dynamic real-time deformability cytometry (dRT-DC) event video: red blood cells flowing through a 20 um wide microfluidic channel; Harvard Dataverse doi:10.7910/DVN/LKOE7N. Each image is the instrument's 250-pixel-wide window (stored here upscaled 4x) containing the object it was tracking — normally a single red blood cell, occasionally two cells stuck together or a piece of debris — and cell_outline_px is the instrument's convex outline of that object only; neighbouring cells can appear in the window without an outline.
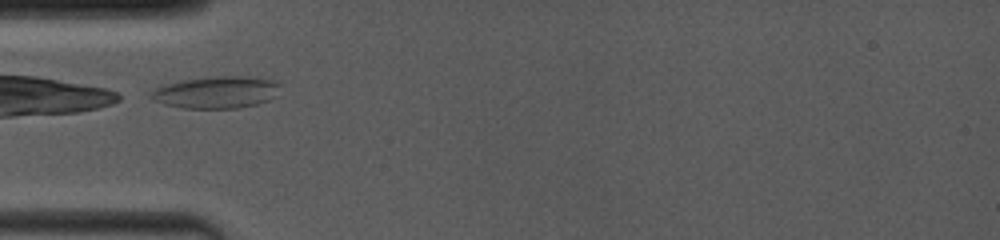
{"species": "common noctule bat (a hibernating species)", "species_latin": "Nyctalus noctula", "temperature_condition": "room temperature", "stored_images_in_passage": 22, "camera_frame_rate_fps": 4000, "um_per_image_px": 0.085, "animal": {"sex": "female", "body_mass_g": 19.0, "forearm_length_mm": 53.3}, "frame": {"image": 1, "passage_image": 1, "time_ms": 0.0, "image_size_px": [1000, 240], "cell_outline_px": [[280, 84], [272, 96], [268, 100], [256, 104], [240, 108], [184, 108], [164, 104], [152, 100], [148, 96], [148, 92], [156, 88], [168, 84], [184, 80], [216, 76], [240, 76], [272, 80]], "centroid_in_image_um": [18.31, 7.85], "position_along_channel_um": 66.7, "area_um2": 23.7}}
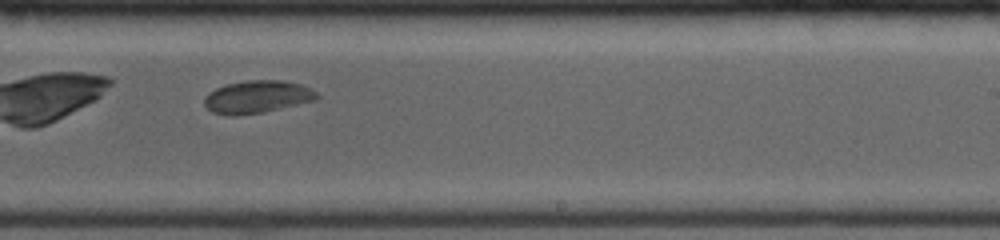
{"frame": {"image": 2, "passage_image": 17, "time_ms": 5.0, "image_size_px": [1000, 240], "cell_outline_px": [[320, 96], [316, 100], [264, 112], [236, 116], [228, 116], [212, 112], [204, 104], [204, 96], [208, 92], [216, 88], [228, 84], [248, 80], [284, 80], [300, 84], [316, 92]], "centroid_in_image_um": [21.84, 8.24], "position_along_channel_um": 267.2, "area_um2": 21.44}}
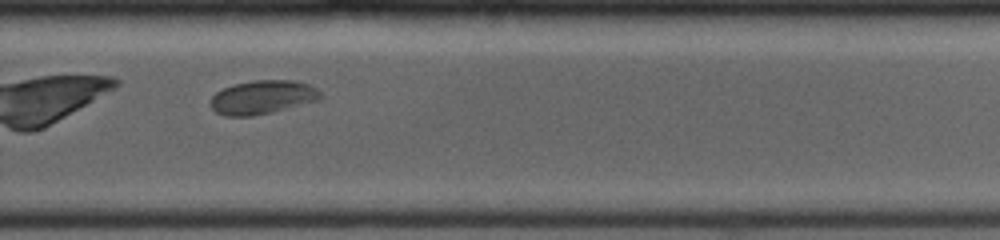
{"frame": {"image": 3, "passage_image": 19, "time_ms": 6.0, "image_size_px": [1000, 240], "cell_outline_px": [[324, 96], [320, 100], [272, 112], [252, 116], [224, 116], [216, 112], [212, 108], [212, 96], [216, 92], [224, 88], [236, 84], [252, 80], [292, 80], [308, 84], [316, 88]], "centroid_in_image_um": [22.35, 8.27], "position_along_channel_um": 307.5, "area_um2": 21.56}}